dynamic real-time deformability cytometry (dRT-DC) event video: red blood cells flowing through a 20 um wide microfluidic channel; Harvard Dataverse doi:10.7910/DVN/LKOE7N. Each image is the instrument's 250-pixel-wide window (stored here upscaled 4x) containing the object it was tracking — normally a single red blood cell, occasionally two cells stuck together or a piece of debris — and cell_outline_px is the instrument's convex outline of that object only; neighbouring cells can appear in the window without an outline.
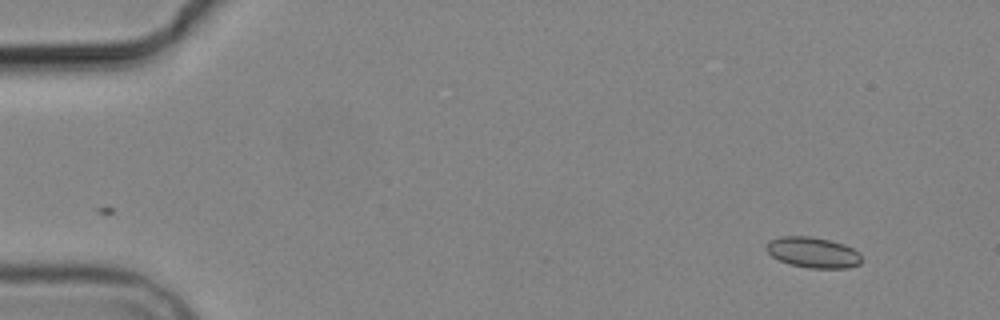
{"species": "common noctule bat (a hibernating species)", "species_latin": "Nyctalus noctula", "temperature_condition": "cold", "stored_images_in_passage": 2, "camera_frame_rate_fps": 3000, "um_per_image_px": 0.085, "animal": {"sex": "male", "body_mass_g": 19.2, "forearm_length_mm": 51.8}, "frame": {"image": 1, "passage_image": 2, "time_ms": 1.333, "image_size_px": [1000, 320], "cell_outline_px": [[860, 264], [848, 268], [808, 268], [788, 264], [772, 256], [764, 248], [764, 244], [768, 240], [780, 236], [812, 236], [832, 240], [844, 244], [860, 252]], "centroid_in_image_um": [69.07, 21.44], "position_along_channel_um": 15.9, "area_um2": 17.34}}